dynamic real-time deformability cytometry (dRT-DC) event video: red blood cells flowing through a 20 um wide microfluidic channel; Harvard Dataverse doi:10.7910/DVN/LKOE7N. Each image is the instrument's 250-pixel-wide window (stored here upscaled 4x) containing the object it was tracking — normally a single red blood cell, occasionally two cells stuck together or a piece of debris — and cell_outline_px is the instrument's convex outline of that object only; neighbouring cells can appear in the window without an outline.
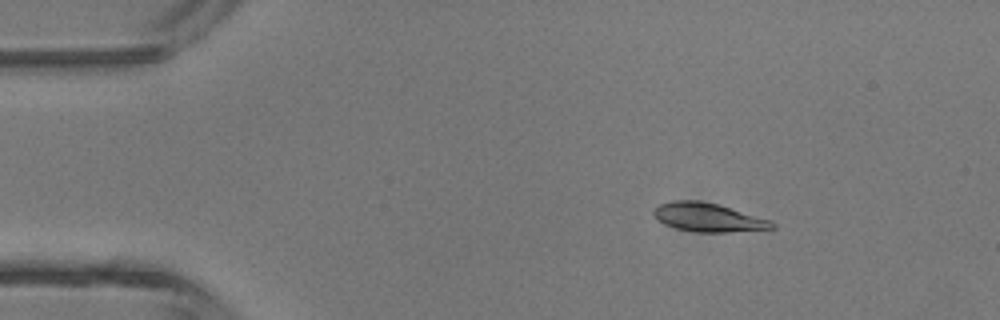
{"species": "common noctule bat (a hibernating species)", "species_latin": "Nyctalus noctula", "temperature_condition": "room temperature", "stored_images_in_passage": 6, "camera_frame_rate_fps": 3000, "um_per_image_px": 0.085, "animal": {"sex": "male", "body_mass_g": 13.3}, "frame": {"image": 1, "passage_image": 2, "time_ms": 0.333, "image_size_px": [1000, 320], "cell_outline_px": [[776, 228], [724, 232], [696, 232], [676, 228], [664, 224], [652, 212], [652, 208], [660, 204], [672, 200], [700, 200], [716, 204], [772, 220], [776, 224]], "centroid_in_image_um": [60.19, 18.47], "position_along_channel_um": 24.8, "area_um2": 19.65}}
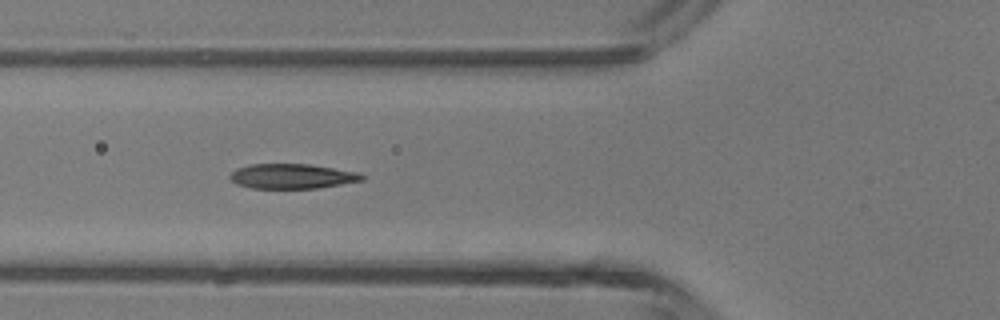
{"frame": {"image": 2, "passage_image": 5, "time_ms": 1.333, "image_size_px": [1000, 320], "cell_outline_px": [[364, 180], [316, 188], [252, 188], [236, 184], [228, 176], [236, 168], [248, 164], [308, 164], [360, 172], [364, 176]], "centroid_in_image_um": [24.81, 14.97], "position_along_channel_um": 101.0, "area_um2": 19.07}}
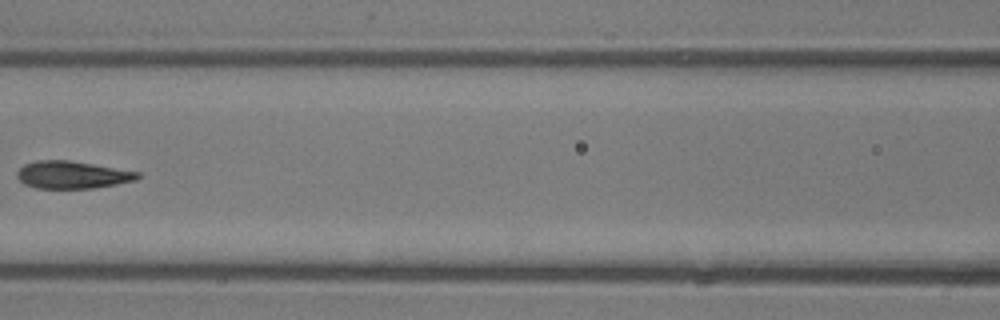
{"frame": {"image": 3, "passage_image": 6, "time_ms": 1.667, "image_size_px": [1000, 320], "cell_outline_px": [[140, 176], [136, 180], [116, 184], [92, 188], [36, 188], [24, 184], [16, 176], [16, 172], [24, 164], [36, 160], [68, 160], [140, 172]], "centroid_in_image_um": [6.11, 14.86], "position_along_channel_um": 160.5, "area_um2": 19.19}}